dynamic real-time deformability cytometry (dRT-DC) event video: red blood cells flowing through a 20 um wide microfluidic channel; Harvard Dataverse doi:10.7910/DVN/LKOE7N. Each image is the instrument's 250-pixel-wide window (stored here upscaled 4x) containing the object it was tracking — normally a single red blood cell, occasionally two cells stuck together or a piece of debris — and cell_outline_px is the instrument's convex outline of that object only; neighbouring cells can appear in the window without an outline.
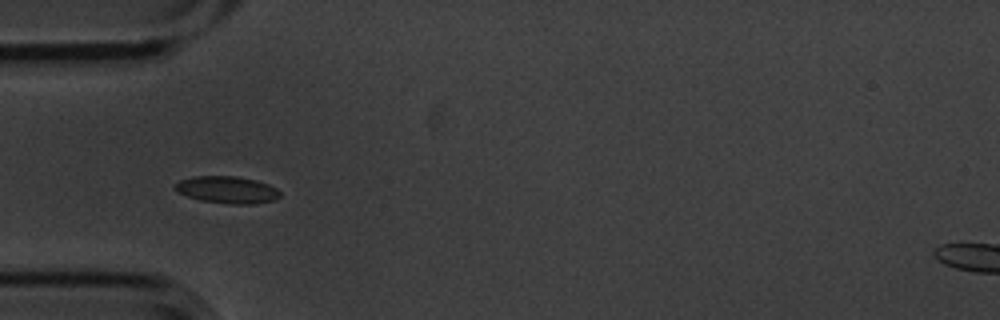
{"species": "common noctule bat (a hibernating species)", "species_latin": "Nyctalus noctula", "temperature_condition": "cold", "stored_images_in_passage": 8, "camera_frame_rate_fps": 3000, "um_per_image_px": 0.085, "animal": {"sex": "male", "body_mass_g": 20.1, "forearm_length_mm": 53.5}, "frame": {"image": 1, "passage_image": 5, "time_ms": 1.333, "image_size_px": [1000, 320], "cell_outline_px": [[280, 196], [276, 200], [256, 204], [228, 204], [200, 200], [176, 192], [172, 188], [172, 184], [180, 180], [192, 176], [236, 176], [256, 180], [268, 184], [276, 188], [280, 192]], "centroid_in_image_um": [19.27, 16.13], "position_along_channel_um": 65.7, "area_um2": 16.88}}
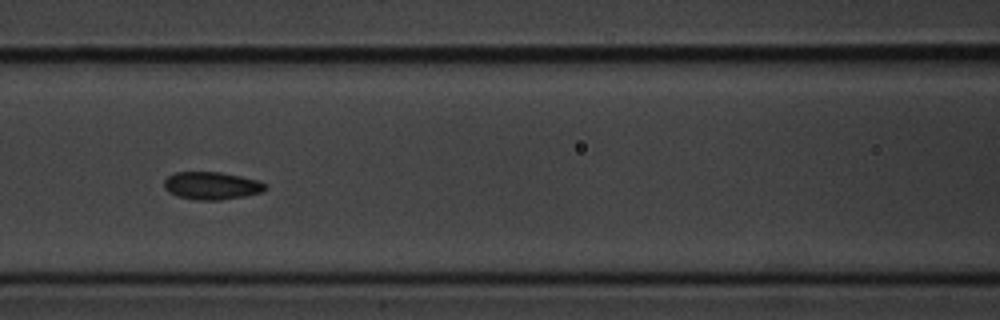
{"frame": {"image": 2, "passage_image": 7, "time_ms": 2.0, "image_size_px": [1000, 320], "cell_outline_px": [[268, 188], [264, 192], [244, 196], [220, 200], [196, 200], [176, 196], [168, 192], [164, 188], [164, 180], [168, 176], [176, 172], [220, 172], [240, 176], [256, 180], [268, 184]], "centroid_in_image_um": [18.0, 15.79], "position_along_channel_um": 148.6, "area_um2": 16.47}}
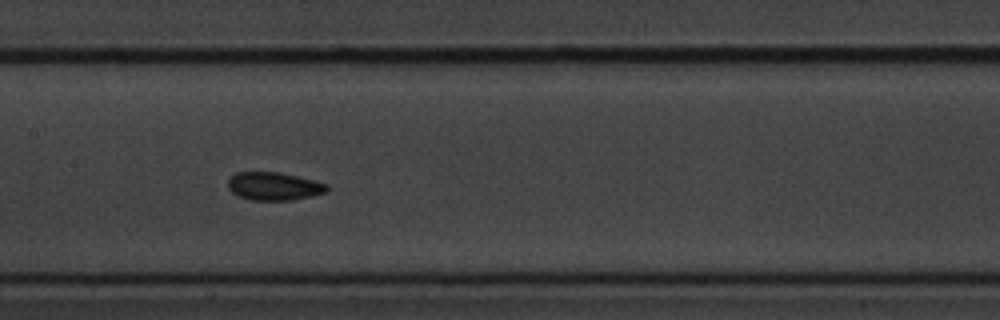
{"frame": {"image": 3, "passage_image": 8, "time_ms": 2.333, "image_size_px": [1000, 320], "cell_outline_px": [[328, 188], [324, 192], [312, 196], [292, 200], [252, 200], [236, 196], [228, 188], [228, 180], [236, 172], [280, 172], [328, 184]], "centroid_in_image_um": [23.25, 15.83], "position_along_channel_um": 184.2, "area_um2": 16.13}}